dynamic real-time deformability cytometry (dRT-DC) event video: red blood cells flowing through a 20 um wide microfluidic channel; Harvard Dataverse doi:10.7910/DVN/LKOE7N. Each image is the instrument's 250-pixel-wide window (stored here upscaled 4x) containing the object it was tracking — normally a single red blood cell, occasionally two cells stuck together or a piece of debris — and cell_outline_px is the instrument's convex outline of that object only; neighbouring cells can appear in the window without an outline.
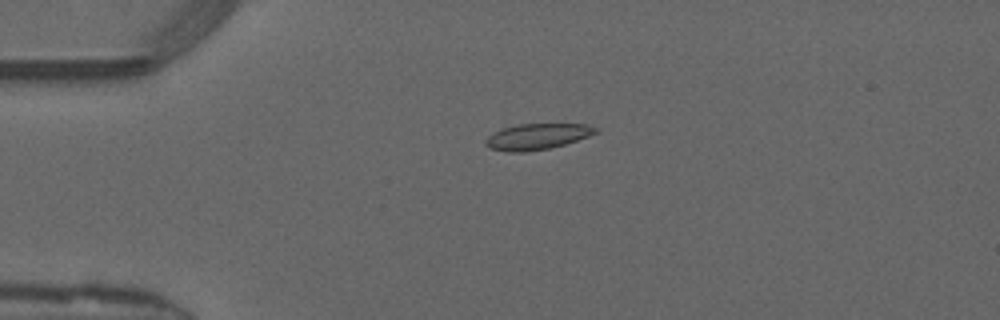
{"species": "common noctule bat (a hibernating species)", "species_latin": "Nyctalus noctula", "temperature_condition": "warm", "stored_images_in_passage": 50, "camera_frame_rate_fps": 3000, "um_per_image_px": 0.085, "animal": {"sex": "male", "forearm_length_mm": 52.5}, "frame": {"image": 1, "passage_image": 12, "time_ms": 3.667, "image_size_px": [1000, 320], "cell_outline_px": [[600, 128], [596, 132], [588, 136], [564, 144], [548, 148], [524, 152], [508, 152], [488, 148], [484, 144], [484, 140], [492, 132], [504, 128], [520, 124], [588, 124]], "centroid_in_image_um": [45.62, 11.6], "position_along_channel_um": 39.4, "area_um2": 16.59}}
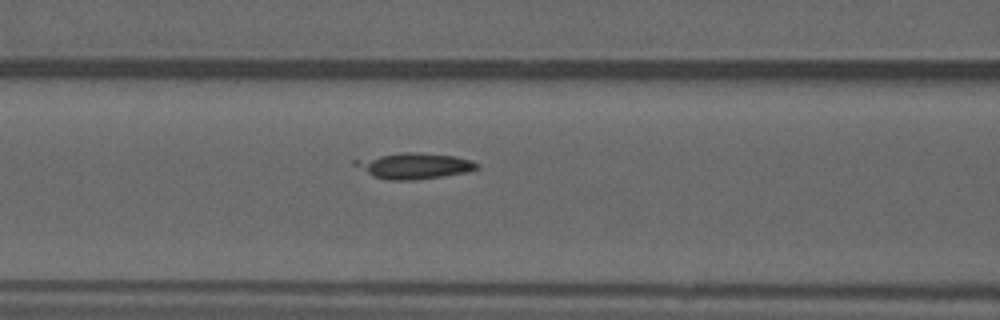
{"frame": {"image": 2, "passage_image": 21, "time_ms": 6.667, "image_size_px": [1000, 320], "cell_outline_px": [[480, 168], [468, 172], [444, 176], [416, 180], [388, 180], [372, 176], [352, 164], [352, 160], [400, 152], [420, 152], [456, 156], [472, 160], [480, 164]], "centroid_in_image_um": [35.23, 14.09], "position_along_channel_um": 131.4, "area_um2": 18.73}}
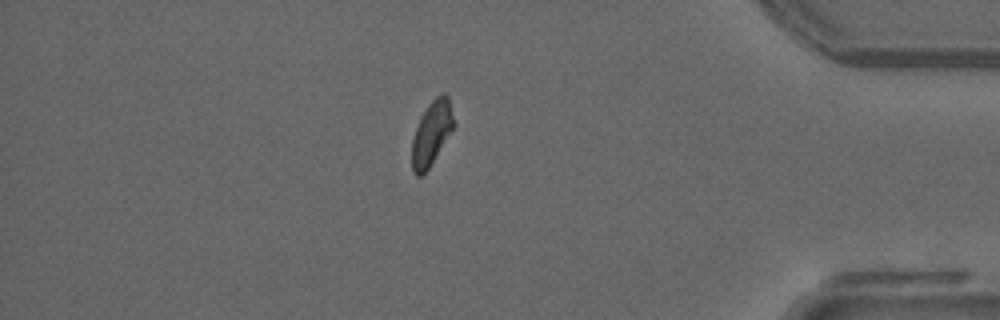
{"frame": {"image": 3, "passage_image": 43, "time_ms": 14.0, "image_size_px": [1000, 320], "cell_outline_px": [[452, 128], [428, 168], [420, 176], [416, 176], [412, 172], [412, 140], [420, 116], [428, 104], [436, 96], [444, 92], [448, 96], [452, 116]], "centroid_in_image_um": [36.63, 11.3], "position_along_channel_um": 398.6, "area_um2": 14.97}}